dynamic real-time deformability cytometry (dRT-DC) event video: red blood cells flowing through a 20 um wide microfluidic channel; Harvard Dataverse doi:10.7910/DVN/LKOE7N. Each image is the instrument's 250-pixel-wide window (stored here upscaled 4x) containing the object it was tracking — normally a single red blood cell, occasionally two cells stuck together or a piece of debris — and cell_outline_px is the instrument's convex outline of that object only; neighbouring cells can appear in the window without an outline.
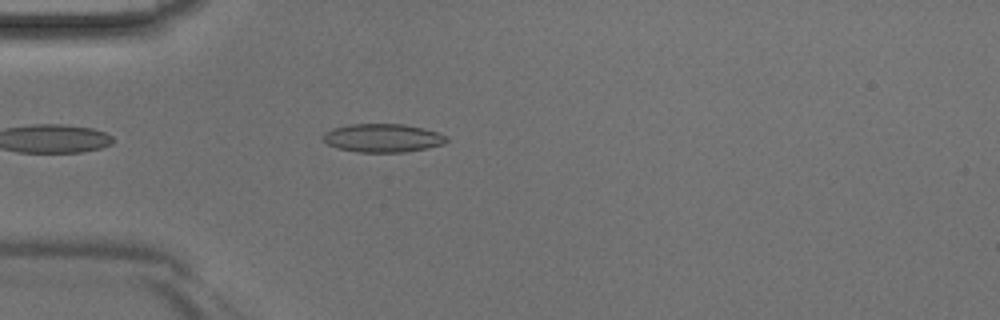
{"species": "Egyptian fruit bat (a non-hibernating species)", "species_latin": "Rousettus aegyptiacus", "temperature_condition": "room temperature", "stored_images_in_passage": 28, "camera_frame_rate_fps": 3000, "um_per_image_px": 0.085, "animal": {"sex": "male"}, "frame": {"image": 1, "passage_image": 4, "time_ms": 1.0, "image_size_px": [1000, 320], "cell_outline_px": [[448, 140], [444, 144], [428, 148], [404, 152], [356, 152], [336, 148], [328, 144], [324, 140], [324, 132], [332, 128], [348, 124], [404, 124], [424, 128], [448, 136]], "centroid_in_image_um": [32.54, 11.73], "position_along_channel_um": 52.5, "area_um2": 20.58}}
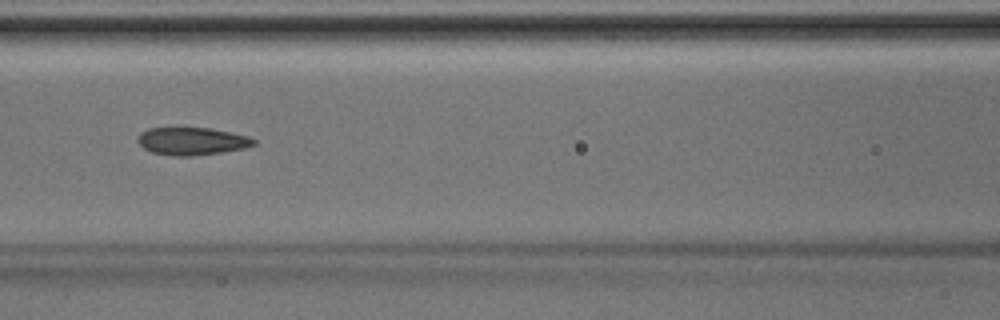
{"frame": {"image": 2, "passage_image": 11, "time_ms": 3.333, "image_size_px": [1000, 320], "cell_outline_px": [[256, 144], [244, 148], [220, 152], [192, 156], [172, 156], [152, 152], [144, 148], [136, 140], [140, 132], [148, 128], [212, 128], [232, 132], [248, 136], [256, 140]], "centroid_in_image_um": [16.31, 11.99], "position_along_channel_um": 150.3, "area_um2": 18.73}}